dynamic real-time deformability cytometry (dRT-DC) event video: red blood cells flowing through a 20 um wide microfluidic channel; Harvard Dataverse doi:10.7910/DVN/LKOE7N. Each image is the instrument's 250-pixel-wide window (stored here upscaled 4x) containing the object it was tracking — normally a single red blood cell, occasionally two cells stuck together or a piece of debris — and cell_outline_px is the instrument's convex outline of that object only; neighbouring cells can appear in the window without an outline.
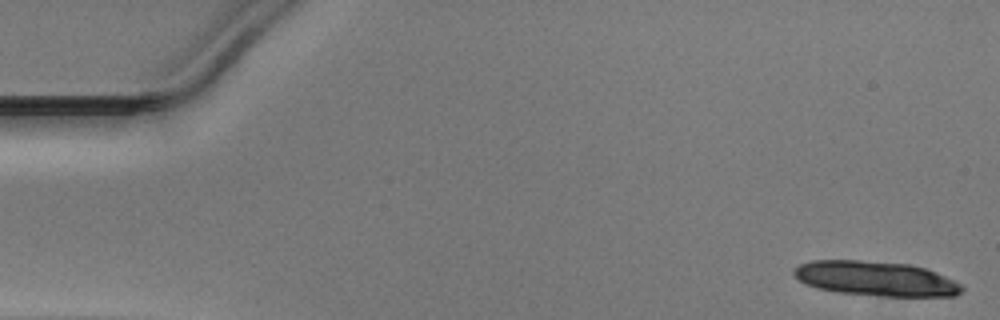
{"species": "Egyptian fruit bat (a non-hibernating species)", "species_latin": "Rousettus aegyptiacus", "temperature_condition": "warm", "stored_images_in_passage": 13, "camera_frame_rate_fps": 3000, "um_per_image_px": 0.085, "animal": {"sex": "male"}, "frame": {"image": 1, "passage_image": 1, "time_ms": 0.0, "image_size_px": [1000, 320], "cell_outline_px": [[964, 288], [956, 296], [880, 296], [840, 292], [816, 288], [800, 280], [792, 272], [792, 268], [800, 264], [812, 260], [860, 260], [908, 264], [924, 268], [936, 272], [960, 284]], "centroid_in_image_um": [74.42, 23.68], "position_along_channel_um": 10.6, "area_um2": 33.7}}